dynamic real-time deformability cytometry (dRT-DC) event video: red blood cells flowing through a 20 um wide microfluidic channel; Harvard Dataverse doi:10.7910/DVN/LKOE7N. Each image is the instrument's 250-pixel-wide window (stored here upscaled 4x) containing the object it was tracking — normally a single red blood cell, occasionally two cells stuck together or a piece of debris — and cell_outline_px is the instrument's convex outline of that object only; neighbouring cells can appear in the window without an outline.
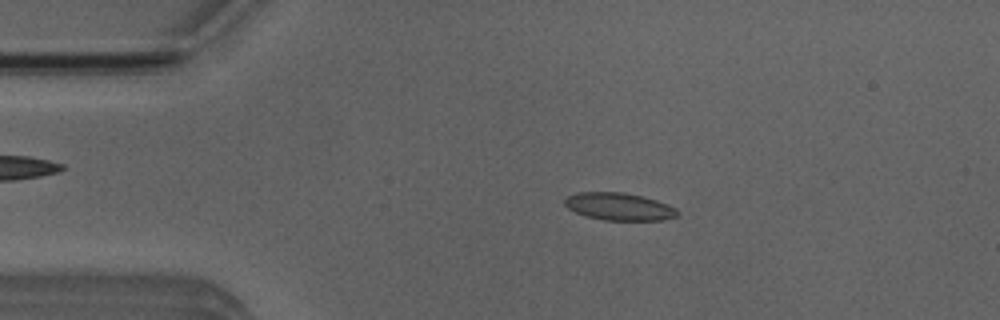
{"species": "Egyptian fruit bat (a non-hibernating species)", "species_latin": "Rousettus aegyptiacus", "temperature_condition": "room temperature", "stored_images_in_passage": 52, "camera_frame_rate_fps": 3000, "um_per_image_px": 0.085, "animal": {"sex": "male"}, "frame": {"image": 1, "passage_image": 10, "time_ms": 3.0, "image_size_px": [1000, 320], "cell_outline_px": [[680, 212], [676, 216], [664, 220], [604, 220], [588, 216], [576, 212], [568, 208], [564, 204], [564, 200], [568, 196], [576, 192], [624, 192], [656, 200], [668, 204], [676, 208]], "centroid_in_image_um": [52.64, 17.55], "position_along_channel_um": 32.4, "area_um2": 17.98}}
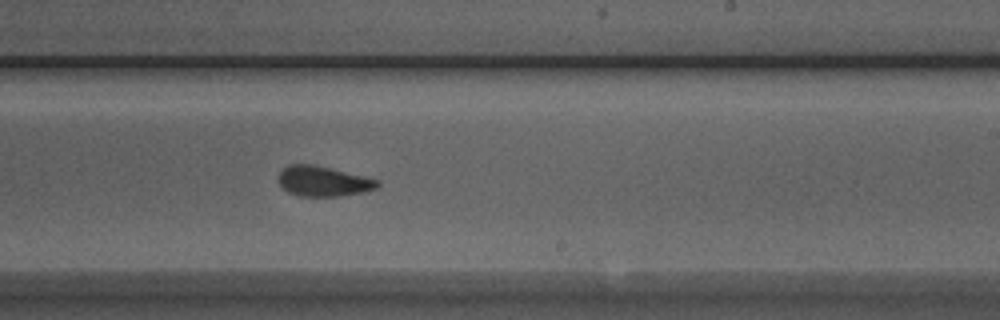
{"frame": {"image": 2, "passage_image": 31, "time_ms": 10.0, "image_size_px": [1000, 320], "cell_outline_px": [[380, 184], [376, 188], [360, 192], [340, 196], [300, 196], [288, 192], [276, 180], [280, 172], [288, 164], [312, 164], [380, 180]], "centroid_in_image_um": [27.43, 15.4], "position_along_channel_um": 261.6, "area_um2": 17.22}}
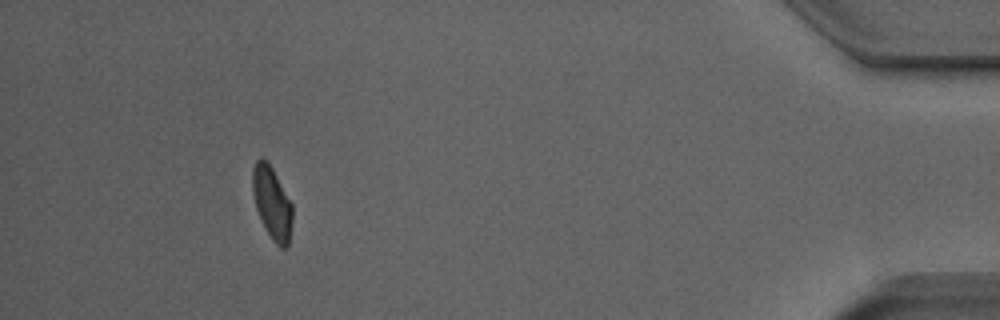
{"frame": {"image": 3, "passage_image": 48, "time_ms": 15.667, "image_size_px": [1000, 320], "cell_outline_px": [[292, 220], [288, 248], [280, 248], [272, 240], [256, 208], [252, 192], [252, 168], [256, 160], [260, 156], [268, 160], [292, 204]], "centroid_in_image_um": [23.11, 17.21], "position_along_channel_um": 412.1, "area_um2": 16.88}, "authors_computed_cell_mechanics": {"area_um2": 17.918, "velocity_mm_per_s": 3.8578, "shape_relaxation_time_tau1_ms": 3.1556, "shape_relaxation_time_tau2_ms": 1.0375, "deformation_change_tau1": 0.1183, "deformation_change_tau2": 0.0717}}